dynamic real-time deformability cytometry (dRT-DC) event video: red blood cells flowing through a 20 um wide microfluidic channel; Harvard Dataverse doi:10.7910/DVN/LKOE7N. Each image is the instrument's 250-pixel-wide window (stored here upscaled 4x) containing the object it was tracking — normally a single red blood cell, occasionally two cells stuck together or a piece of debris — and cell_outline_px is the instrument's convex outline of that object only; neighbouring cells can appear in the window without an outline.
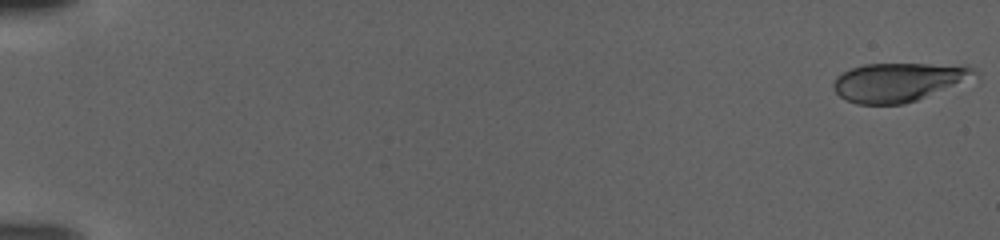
{"species": "human", "species_latin": "Homo sapiens", "temperature_condition": "warm", "stored_images_in_passage": 107, "camera_frame_rate_fps": 3000, "um_per_image_px": 0.085, "donor": {"sex": "female"}, "frame": {"image": 1, "passage_image": 1, "time_ms": 0.0, "image_size_px": [1000, 240], "cell_outline_px": [[980, 80], [904, 104], [856, 104], [844, 100], [832, 88], [832, 84], [836, 76], [852, 68], [864, 64], [928, 64], [972, 68], [980, 72]], "centroid_in_image_um": [76.47, 7.0], "position_along_channel_um": 8.5, "area_um2": 32.6}}
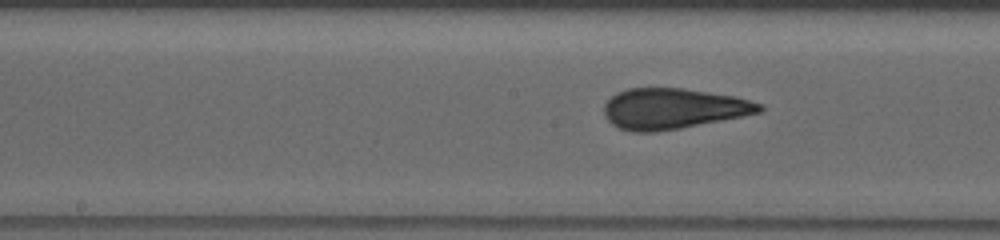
{"frame": {"image": 2, "passage_image": 58, "time_ms": 19.0, "image_size_px": [1000, 240], "cell_outline_px": [[764, 108], [760, 112], [744, 116], [680, 128], [656, 132], [632, 132], [620, 128], [612, 124], [604, 116], [604, 104], [616, 92], [628, 88], [680, 88], [736, 96], [764, 104]], "centroid_in_image_um": [57.22, 9.23], "position_along_channel_um": 191.0, "area_um2": 36.88}}
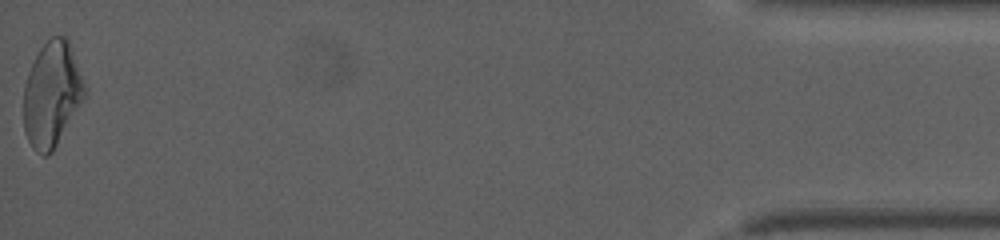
{"frame": {"image": 3, "passage_image": 107, "time_ms": 35.333, "image_size_px": [1000, 240], "cell_outline_px": [[88, 92], [52, 152], [48, 156], [44, 156], [36, 152], [32, 148], [24, 132], [24, 84], [28, 72], [40, 48], [52, 36], [64, 36], [68, 40]], "centroid_in_image_um": [4.4, 8.04], "position_along_channel_um": 430.8, "area_um2": 37.17}}